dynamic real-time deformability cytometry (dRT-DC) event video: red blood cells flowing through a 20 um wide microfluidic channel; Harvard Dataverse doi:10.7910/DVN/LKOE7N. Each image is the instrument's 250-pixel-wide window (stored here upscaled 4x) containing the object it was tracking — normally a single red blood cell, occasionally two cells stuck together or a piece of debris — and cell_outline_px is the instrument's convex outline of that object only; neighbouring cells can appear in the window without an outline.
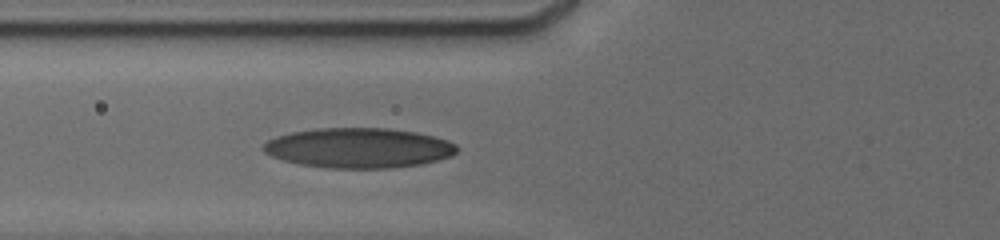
{"species": "human", "species_latin": "Homo sapiens", "temperature_condition": "cold", "stored_images_in_passage": 5, "camera_frame_rate_fps": 3000, "um_per_image_px": 0.085, "donor": {"sex": "male"}, "frame": {"image": 1, "passage_image": 5, "time_ms": 4.0, "image_size_px": [1000, 240], "cell_outline_px": [[460, 148], [452, 156], [420, 164], [392, 168], [328, 168], [300, 164], [284, 160], [272, 156], [264, 152], [260, 148], [268, 140], [276, 136], [292, 132], [316, 128], [388, 128], [416, 132], [448, 140], [456, 144]], "centroid_in_image_um": [30.49, 12.57], "position_along_channel_um": 95.3, "area_um2": 45.2}}